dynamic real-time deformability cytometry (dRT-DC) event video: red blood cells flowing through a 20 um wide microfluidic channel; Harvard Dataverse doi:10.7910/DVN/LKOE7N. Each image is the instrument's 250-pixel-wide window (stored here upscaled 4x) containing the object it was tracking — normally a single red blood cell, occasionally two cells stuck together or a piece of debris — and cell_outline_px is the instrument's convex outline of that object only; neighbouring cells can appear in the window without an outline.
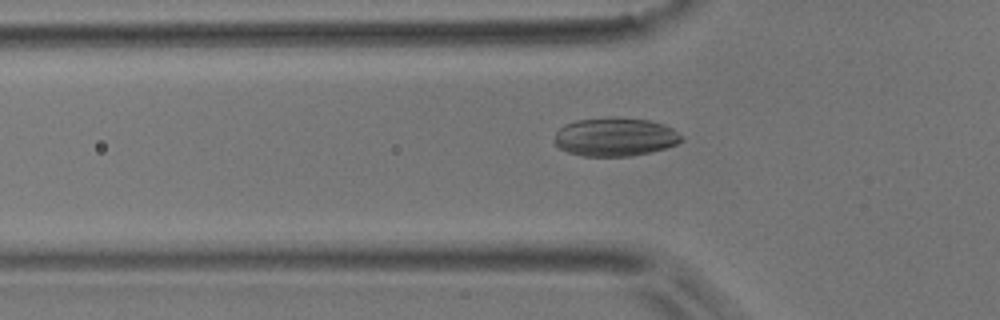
{"species": "common noctule bat (a hibernating species)", "species_latin": "Nyctalus noctula", "temperature_condition": "room temperature", "stored_images_in_passage": 47, "camera_frame_rate_fps": 3000, "um_per_image_px": 0.085, "animal": {"sex": "male", "body_mass_g": 17.9}, "frame": {"image": 1, "passage_image": 12, "time_ms": 3.667, "image_size_px": [1000, 320], "cell_outline_px": [[684, 140], [668, 148], [652, 152], [632, 156], [580, 156], [568, 152], [560, 148], [552, 140], [556, 132], [564, 124], [576, 120], [616, 116], [648, 120], [664, 124], [672, 128]], "centroid_in_image_um": [52.27, 11.64], "position_along_channel_um": 73.5, "area_um2": 28.9}}
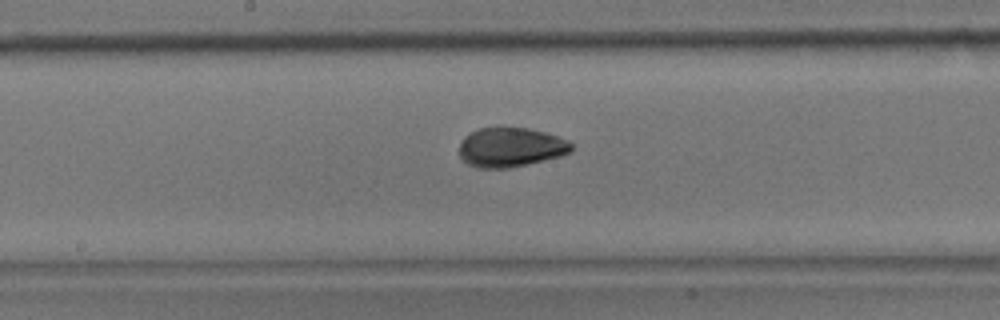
{"frame": {"image": 2, "passage_image": 22, "time_ms": 7.0, "image_size_px": [1000, 320], "cell_outline_px": [[572, 152], [560, 156], [528, 164], [508, 168], [476, 168], [460, 160], [460, 144], [464, 136], [480, 128], [528, 128], [544, 132], [568, 140], [572, 144]], "centroid_in_image_um": [43.39, 12.53], "position_along_channel_um": 204.8, "area_um2": 25.72}}
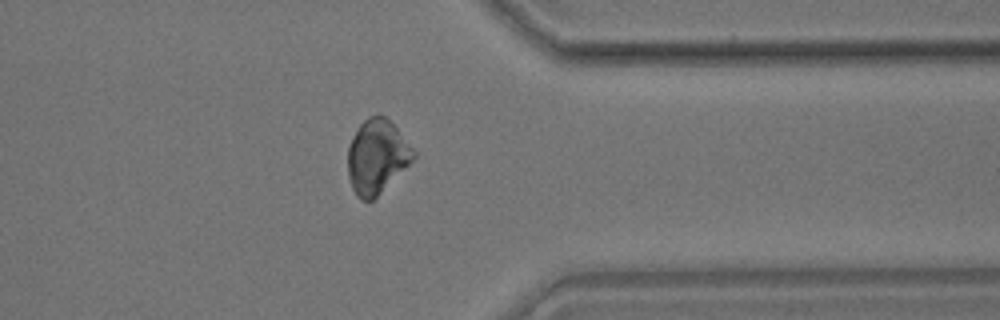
{"frame": {"image": 3, "passage_image": 36, "time_ms": 11.667, "image_size_px": [1000, 320], "cell_outline_px": [[416, 156], [372, 200], [360, 200], [356, 196], [352, 188], [348, 176], [348, 148], [352, 136], [360, 124], [368, 116], [376, 112], [384, 116], [396, 128], [416, 152]], "centroid_in_image_um": [32.0, 13.28], "position_along_channel_um": 379.4, "area_um2": 27.92}, "authors_computed_cell_mechanics": {"area_um2": 27.6862, "velocity_mm_per_s": 3.9085, "shape_relaxation_time_tau1_ms": 5.6393, "shape_relaxation_time_tau2_ms": 1.0402, "deformation_change_tau1": 0.0899, "deformation_change_tau2": 0.049}}